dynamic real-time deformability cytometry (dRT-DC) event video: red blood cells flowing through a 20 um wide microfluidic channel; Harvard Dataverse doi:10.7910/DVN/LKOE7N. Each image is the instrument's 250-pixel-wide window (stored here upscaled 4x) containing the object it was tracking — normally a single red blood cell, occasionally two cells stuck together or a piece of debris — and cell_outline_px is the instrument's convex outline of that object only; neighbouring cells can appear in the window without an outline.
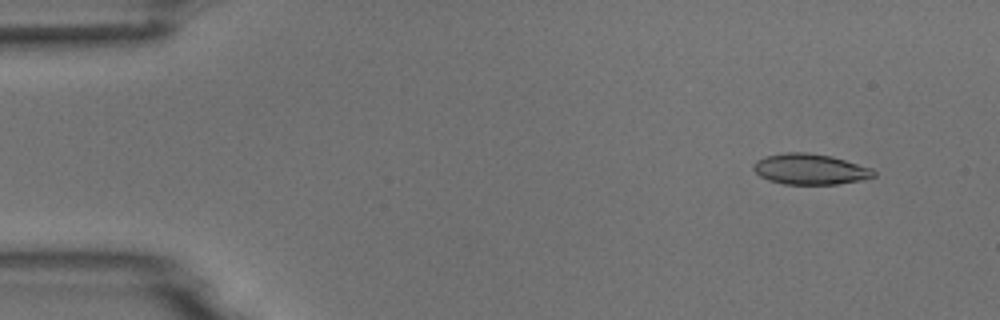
{"species": "common noctule bat (a hibernating species)", "species_latin": "Nyctalus noctula", "temperature_condition": "room temperature", "stored_images_in_passage": 5, "camera_frame_rate_fps": 3000, "um_per_image_px": 0.085, "animal": {"sex": "male", "body_mass_g": 18.8}, "frame": {"image": 1, "passage_image": 2, "time_ms": 1.0, "image_size_px": [1000, 320], "cell_outline_px": [[876, 176], [864, 180], [836, 184], [784, 184], [768, 180], [760, 176], [752, 168], [752, 164], [756, 160], [764, 156], [788, 152], [808, 152], [832, 156], [872, 168], [876, 172]], "centroid_in_image_um": [68.86, 14.37], "position_along_channel_um": 16.1, "area_um2": 21.73}}
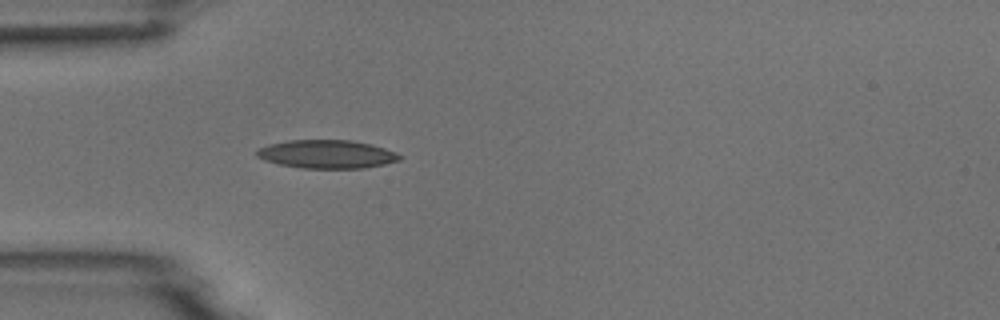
{"frame": {"image": 2, "passage_image": 5, "time_ms": 4.667, "image_size_px": [1000, 320], "cell_outline_px": [[404, 156], [400, 160], [384, 164], [364, 168], [300, 168], [280, 164], [264, 160], [256, 156], [256, 152], [260, 148], [268, 144], [288, 140], [352, 140], [372, 144], [396, 152]], "centroid_in_image_um": [27.8, 13.1], "position_along_channel_um": 57.2, "area_um2": 23.7}}